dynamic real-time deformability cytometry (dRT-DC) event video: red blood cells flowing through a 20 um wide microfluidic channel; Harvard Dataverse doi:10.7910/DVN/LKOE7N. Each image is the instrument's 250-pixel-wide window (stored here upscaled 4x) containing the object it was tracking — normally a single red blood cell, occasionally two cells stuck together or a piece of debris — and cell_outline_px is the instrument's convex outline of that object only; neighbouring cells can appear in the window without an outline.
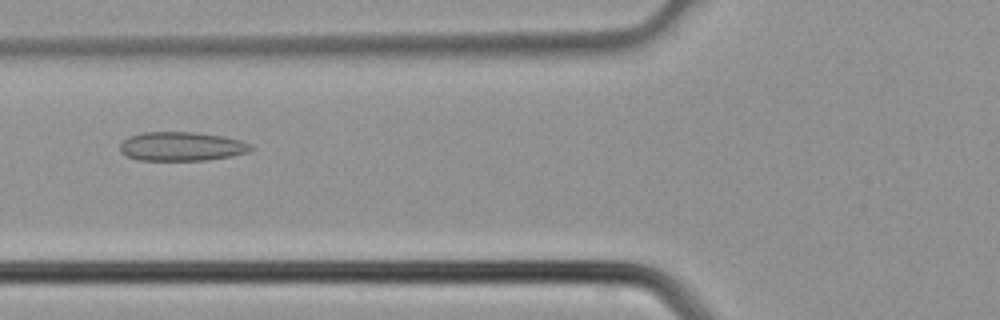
{"species": "common noctule bat (a hibernating species)", "species_latin": "Nyctalus noctula", "temperature_condition": "cold", "stored_images_in_passage": 2, "camera_frame_rate_fps": 3000, "um_per_image_px": 0.085, "animal": {"sex": "male", "body_mass_g": 21.5, "forearm_length_mm": 52.0}, "frame": {"image": 1, "passage_image": 2, "time_ms": 0.333, "image_size_px": [1000, 320], "cell_outline_px": [[256, 148], [248, 152], [232, 156], [208, 160], [140, 160], [128, 156], [120, 152], [120, 144], [128, 136], [144, 132], [196, 132], [220, 136], [240, 140], [252, 144]], "centroid_in_image_um": [15.46, 12.44], "position_along_channel_um": 110.3, "area_um2": 22.2}}